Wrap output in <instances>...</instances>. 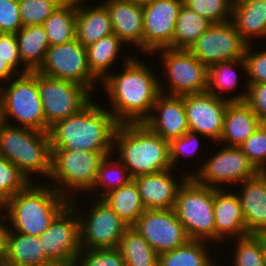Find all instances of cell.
Masks as SVG:
<instances>
[{"label": "cell", "mask_w": 266, "mask_h": 266, "mask_svg": "<svg viewBox=\"0 0 266 266\" xmlns=\"http://www.w3.org/2000/svg\"><path fill=\"white\" fill-rule=\"evenodd\" d=\"M112 157H114V154L106 156L101 162L96 182L93 188L88 192L90 197L91 194L93 196L94 192V194L97 193V195H100L98 198L102 199L107 193L116 190L133 180L128 169L117 158H115V160ZM100 189H102L101 192H99Z\"/></svg>", "instance_id": "obj_36"}, {"label": "cell", "mask_w": 266, "mask_h": 266, "mask_svg": "<svg viewBox=\"0 0 266 266\" xmlns=\"http://www.w3.org/2000/svg\"><path fill=\"white\" fill-rule=\"evenodd\" d=\"M189 130L217 143L223 131L224 117L230 101L207 91L182 95Z\"/></svg>", "instance_id": "obj_18"}, {"label": "cell", "mask_w": 266, "mask_h": 266, "mask_svg": "<svg viewBox=\"0 0 266 266\" xmlns=\"http://www.w3.org/2000/svg\"><path fill=\"white\" fill-rule=\"evenodd\" d=\"M0 57L17 74H25L30 72L26 67H23L24 65L20 59L16 34L0 33Z\"/></svg>", "instance_id": "obj_46"}, {"label": "cell", "mask_w": 266, "mask_h": 266, "mask_svg": "<svg viewBox=\"0 0 266 266\" xmlns=\"http://www.w3.org/2000/svg\"><path fill=\"white\" fill-rule=\"evenodd\" d=\"M221 146L212 156L202 161L198 170L185 171V174L204 186L227 189L226 184H236L232 187L236 189L239 183L260 172L239 147Z\"/></svg>", "instance_id": "obj_10"}, {"label": "cell", "mask_w": 266, "mask_h": 266, "mask_svg": "<svg viewBox=\"0 0 266 266\" xmlns=\"http://www.w3.org/2000/svg\"><path fill=\"white\" fill-rule=\"evenodd\" d=\"M5 262L14 266H55L45 255L39 238L8 230Z\"/></svg>", "instance_id": "obj_27"}, {"label": "cell", "mask_w": 266, "mask_h": 266, "mask_svg": "<svg viewBox=\"0 0 266 266\" xmlns=\"http://www.w3.org/2000/svg\"><path fill=\"white\" fill-rule=\"evenodd\" d=\"M118 249L126 266H158L159 254L133 227L123 233Z\"/></svg>", "instance_id": "obj_34"}, {"label": "cell", "mask_w": 266, "mask_h": 266, "mask_svg": "<svg viewBox=\"0 0 266 266\" xmlns=\"http://www.w3.org/2000/svg\"><path fill=\"white\" fill-rule=\"evenodd\" d=\"M70 204L49 183L30 182L0 209L8 230L39 237ZM7 214V215H6Z\"/></svg>", "instance_id": "obj_3"}, {"label": "cell", "mask_w": 266, "mask_h": 266, "mask_svg": "<svg viewBox=\"0 0 266 266\" xmlns=\"http://www.w3.org/2000/svg\"><path fill=\"white\" fill-rule=\"evenodd\" d=\"M133 228L158 254L190 240L174 209L145 210Z\"/></svg>", "instance_id": "obj_16"}, {"label": "cell", "mask_w": 266, "mask_h": 266, "mask_svg": "<svg viewBox=\"0 0 266 266\" xmlns=\"http://www.w3.org/2000/svg\"><path fill=\"white\" fill-rule=\"evenodd\" d=\"M13 119L19 123L13 121L14 125ZM0 121L11 126L47 132L36 71L17 74L0 85Z\"/></svg>", "instance_id": "obj_6"}, {"label": "cell", "mask_w": 266, "mask_h": 266, "mask_svg": "<svg viewBox=\"0 0 266 266\" xmlns=\"http://www.w3.org/2000/svg\"><path fill=\"white\" fill-rule=\"evenodd\" d=\"M252 44H248L244 59L246 62V83H266V49L254 50Z\"/></svg>", "instance_id": "obj_45"}, {"label": "cell", "mask_w": 266, "mask_h": 266, "mask_svg": "<svg viewBox=\"0 0 266 266\" xmlns=\"http://www.w3.org/2000/svg\"><path fill=\"white\" fill-rule=\"evenodd\" d=\"M247 45L230 20L211 24L188 51L208 67L216 62L244 58Z\"/></svg>", "instance_id": "obj_15"}, {"label": "cell", "mask_w": 266, "mask_h": 266, "mask_svg": "<svg viewBox=\"0 0 266 266\" xmlns=\"http://www.w3.org/2000/svg\"><path fill=\"white\" fill-rule=\"evenodd\" d=\"M152 132L171 142L189 131L182 96L160 93L150 116L143 122Z\"/></svg>", "instance_id": "obj_19"}, {"label": "cell", "mask_w": 266, "mask_h": 266, "mask_svg": "<svg viewBox=\"0 0 266 266\" xmlns=\"http://www.w3.org/2000/svg\"><path fill=\"white\" fill-rule=\"evenodd\" d=\"M100 3L89 6L87 0L76 2L75 34L76 40L83 47L114 33L107 8Z\"/></svg>", "instance_id": "obj_24"}, {"label": "cell", "mask_w": 266, "mask_h": 266, "mask_svg": "<svg viewBox=\"0 0 266 266\" xmlns=\"http://www.w3.org/2000/svg\"><path fill=\"white\" fill-rule=\"evenodd\" d=\"M125 2H130L133 3L134 5H139V6H146L149 3H152L154 0H123Z\"/></svg>", "instance_id": "obj_50"}, {"label": "cell", "mask_w": 266, "mask_h": 266, "mask_svg": "<svg viewBox=\"0 0 266 266\" xmlns=\"http://www.w3.org/2000/svg\"><path fill=\"white\" fill-rule=\"evenodd\" d=\"M132 55V56H131ZM122 59V72H111L99 83L105 90L107 110L119 124L143 123L151 114L158 95L159 74L133 54ZM137 58V59H136ZM111 108V109H110Z\"/></svg>", "instance_id": "obj_1"}, {"label": "cell", "mask_w": 266, "mask_h": 266, "mask_svg": "<svg viewBox=\"0 0 266 266\" xmlns=\"http://www.w3.org/2000/svg\"><path fill=\"white\" fill-rule=\"evenodd\" d=\"M100 105L92 100L79 113L50 126L51 149L113 152L114 134L119 123Z\"/></svg>", "instance_id": "obj_2"}, {"label": "cell", "mask_w": 266, "mask_h": 266, "mask_svg": "<svg viewBox=\"0 0 266 266\" xmlns=\"http://www.w3.org/2000/svg\"><path fill=\"white\" fill-rule=\"evenodd\" d=\"M1 266H14V265H12V264H9V263H7V262H5V261H4V262L2 263V265H1Z\"/></svg>", "instance_id": "obj_53"}, {"label": "cell", "mask_w": 266, "mask_h": 266, "mask_svg": "<svg viewBox=\"0 0 266 266\" xmlns=\"http://www.w3.org/2000/svg\"><path fill=\"white\" fill-rule=\"evenodd\" d=\"M200 135L197 132L189 130L179 138H175L170 142V163L172 168H176L180 157L194 156L200 147Z\"/></svg>", "instance_id": "obj_44"}, {"label": "cell", "mask_w": 266, "mask_h": 266, "mask_svg": "<svg viewBox=\"0 0 266 266\" xmlns=\"http://www.w3.org/2000/svg\"><path fill=\"white\" fill-rule=\"evenodd\" d=\"M0 155L13 163L29 180L35 175L49 180L52 149L48 132L17 127L0 121ZM38 175V176H37Z\"/></svg>", "instance_id": "obj_5"}, {"label": "cell", "mask_w": 266, "mask_h": 266, "mask_svg": "<svg viewBox=\"0 0 266 266\" xmlns=\"http://www.w3.org/2000/svg\"><path fill=\"white\" fill-rule=\"evenodd\" d=\"M37 72L80 84L91 93L97 90L95 89L97 80L101 82L91 72L86 47H83L76 38L63 44L50 46Z\"/></svg>", "instance_id": "obj_13"}, {"label": "cell", "mask_w": 266, "mask_h": 266, "mask_svg": "<svg viewBox=\"0 0 266 266\" xmlns=\"http://www.w3.org/2000/svg\"><path fill=\"white\" fill-rule=\"evenodd\" d=\"M38 238L46 257L55 266H74L81 250L76 209L69 204Z\"/></svg>", "instance_id": "obj_14"}, {"label": "cell", "mask_w": 266, "mask_h": 266, "mask_svg": "<svg viewBox=\"0 0 266 266\" xmlns=\"http://www.w3.org/2000/svg\"><path fill=\"white\" fill-rule=\"evenodd\" d=\"M17 73L0 57V85L8 82Z\"/></svg>", "instance_id": "obj_49"}, {"label": "cell", "mask_w": 266, "mask_h": 266, "mask_svg": "<svg viewBox=\"0 0 266 266\" xmlns=\"http://www.w3.org/2000/svg\"><path fill=\"white\" fill-rule=\"evenodd\" d=\"M209 243L190 239L178 248L159 254L158 266H220L208 249Z\"/></svg>", "instance_id": "obj_30"}, {"label": "cell", "mask_w": 266, "mask_h": 266, "mask_svg": "<svg viewBox=\"0 0 266 266\" xmlns=\"http://www.w3.org/2000/svg\"><path fill=\"white\" fill-rule=\"evenodd\" d=\"M238 67H241V70H243L241 72L242 74L246 73V62L244 58L234 61L216 62L208 66L206 91L218 98L230 101V98L225 93L237 91L236 88L240 82L238 78L240 74L237 72Z\"/></svg>", "instance_id": "obj_32"}, {"label": "cell", "mask_w": 266, "mask_h": 266, "mask_svg": "<svg viewBox=\"0 0 266 266\" xmlns=\"http://www.w3.org/2000/svg\"><path fill=\"white\" fill-rule=\"evenodd\" d=\"M211 25L204 17L182 4L172 41V49H186Z\"/></svg>", "instance_id": "obj_35"}, {"label": "cell", "mask_w": 266, "mask_h": 266, "mask_svg": "<svg viewBox=\"0 0 266 266\" xmlns=\"http://www.w3.org/2000/svg\"><path fill=\"white\" fill-rule=\"evenodd\" d=\"M173 170L171 168L155 174L139 175L133 178L146 210L174 209L178 190L188 176L182 173L179 175L182 177L179 181L174 177Z\"/></svg>", "instance_id": "obj_21"}, {"label": "cell", "mask_w": 266, "mask_h": 266, "mask_svg": "<svg viewBox=\"0 0 266 266\" xmlns=\"http://www.w3.org/2000/svg\"><path fill=\"white\" fill-rule=\"evenodd\" d=\"M64 2H81L86 0H63Z\"/></svg>", "instance_id": "obj_52"}, {"label": "cell", "mask_w": 266, "mask_h": 266, "mask_svg": "<svg viewBox=\"0 0 266 266\" xmlns=\"http://www.w3.org/2000/svg\"><path fill=\"white\" fill-rule=\"evenodd\" d=\"M111 154L113 152L52 149V169L47 183L70 200L79 198L78 194L93 188L101 162Z\"/></svg>", "instance_id": "obj_7"}, {"label": "cell", "mask_w": 266, "mask_h": 266, "mask_svg": "<svg viewBox=\"0 0 266 266\" xmlns=\"http://www.w3.org/2000/svg\"><path fill=\"white\" fill-rule=\"evenodd\" d=\"M231 21L248 44L254 43V39L264 40L266 0H234Z\"/></svg>", "instance_id": "obj_26"}, {"label": "cell", "mask_w": 266, "mask_h": 266, "mask_svg": "<svg viewBox=\"0 0 266 266\" xmlns=\"http://www.w3.org/2000/svg\"><path fill=\"white\" fill-rule=\"evenodd\" d=\"M94 196L92 200L96 199L95 203L91 201L90 208H92L86 209L84 213L77 208L81 207L79 202L82 203L78 198L70 200L79 218L80 247L81 249L118 248L120 239L129 226L102 199H98L97 195Z\"/></svg>", "instance_id": "obj_11"}, {"label": "cell", "mask_w": 266, "mask_h": 266, "mask_svg": "<svg viewBox=\"0 0 266 266\" xmlns=\"http://www.w3.org/2000/svg\"><path fill=\"white\" fill-rule=\"evenodd\" d=\"M29 183L13 163L0 155V209Z\"/></svg>", "instance_id": "obj_38"}, {"label": "cell", "mask_w": 266, "mask_h": 266, "mask_svg": "<svg viewBox=\"0 0 266 266\" xmlns=\"http://www.w3.org/2000/svg\"><path fill=\"white\" fill-rule=\"evenodd\" d=\"M8 226L5 218L0 214V257L5 260L7 246Z\"/></svg>", "instance_id": "obj_48"}, {"label": "cell", "mask_w": 266, "mask_h": 266, "mask_svg": "<svg viewBox=\"0 0 266 266\" xmlns=\"http://www.w3.org/2000/svg\"><path fill=\"white\" fill-rule=\"evenodd\" d=\"M63 0H18L23 27L42 25Z\"/></svg>", "instance_id": "obj_40"}, {"label": "cell", "mask_w": 266, "mask_h": 266, "mask_svg": "<svg viewBox=\"0 0 266 266\" xmlns=\"http://www.w3.org/2000/svg\"><path fill=\"white\" fill-rule=\"evenodd\" d=\"M243 85H240L242 88L246 86L243 92L229 95L230 102H245L264 122L266 120V83H246Z\"/></svg>", "instance_id": "obj_42"}, {"label": "cell", "mask_w": 266, "mask_h": 266, "mask_svg": "<svg viewBox=\"0 0 266 266\" xmlns=\"http://www.w3.org/2000/svg\"><path fill=\"white\" fill-rule=\"evenodd\" d=\"M113 150L132 178L172 168L170 142L144 123L119 124L114 134Z\"/></svg>", "instance_id": "obj_4"}, {"label": "cell", "mask_w": 266, "mask_h": 266, "mask_svg": "<svg viewBox=\"0 0 266 266\" xmlns=\"http://www.w3.org/2000/svg\"><path fill=\"white\" fill-rule=\"evenodd\" d=\"M239 148L260 172H266V126L263 122Z\"/></svg>", "instance_id": "obj_43"}, {"label": "cell", "mask_w": 266, "mask_h": 266, "mask_svg": "<svg viewBox=\"0 0 266 266\" xmlns=\"http://www.w3.org/2000/svg\"><path fill=\"white\" fill-rule=\"evenodd\" d=\"M114 34L125 46L138 48L143 55V7L123 0H104Z\"/></svg>", "instance_id": "obj_23"}, {"label": "cell", "mask_w": 266, "mask_h": 266, "mask_svg": "<svg viewBox=\"0 0 266 266\" xmlns=\"http://www.w3.org/2000/svg\"><path fill=\"white\" fill-rule=\"evenodd\" d=\"M22 27L18 0H0V33L16 34Z\"/></svg>", "instance_id": "obj_47"}, {"label": "cell", "mask_w": 266, "mask_h": 266, "mask_svg": "<svg viewBox=\"0 0 266 266\" xmlns=\"http://www.w3.org/2000/svg\"><path fill=\"white\" fill-rule=\"evenodd\" d=\"M125 43L114 33L97 40L86 47L88 64L91 72L102 82L108 75L109 70L120 58L121 50ZM116 61V62H115ZM113 64V65H112Z\"/></svg>", "instance_id": "obj_31"}, {"label": "cell", "mask_w": 266, "mask_h": 266, "mask_svg": "<svg viewBox=\"0 0 266 266\" xmlns=\"http://www.w3.org/2000/svg\"><path fill=\"white\" fill-rule=\"evenodd\" d=\"M102 200L129 227H133L146 210L142 203L139 189L134 180L107 193Z\"/></svg>", "instance_id": "obj_29"}, {"label": "cell", "mask_w": 266, "mask_h": 266, "mask_svg": "<svg viewBox=\"0 0 266 266\" xmlns=\"http://www.w3.org/2000/svg\"><path fill=\"white\" fill-rule=\"evenodd\" d=\"M214 188L188 177L180 186L174 211L190 239L215 245ZM214 242V243H213Z\"/></svg>", "instance_id": "obj_8"}, {"label": "cell", "mask_w": 266, "mask_h": 266, "mask_svg": "<svg viewBox=\"0 0 266 266\" xmlns=\"http://www.w3.org/2000/svg\"><path fill=\"white\" fill-rule=\"evenodd\" d=\"M228 187L227 190L214 188L215 244L224 246L229 239L248 235L240 199Z\"/></svg>", "instance_id": "obj_20"}, {"label": "cell", "mask_w": 266, "mask_h": 266, "mask_svg": "<svg viewBox=\"0 0 266 266\" xmlns=\"http://www.w3.org/2000/svg\"><path fill=\"white\" fill-rule=\"evenodd\" d=\"M239 185L241 188L235 192L241 202L248 234H264L266 232V172H259L237 186Z\"/></svg>", "instance_id": "obj_22"}, {"label": "cell", "mask_w": 266, "mask_h": 266, "mask_svg": "<svg viewBox=\"0 0 266 266\" xmlns=\"http://www.w3.org/2000/svg\"><path fill=\"white\" fill-rule=\"evenodd\" d=\"M155 53L160 55L161 64H163L160 70L163 68L162 75L165 73L163 76L167 79L165 82L168 83L164 84V78L159 76L161 93L182 96L207 90L208 67L188 50L162 48L155 50L151 55Z\"/></svg>", "instance_id": "obj_9"}, {"label": "cell", "mask_w": 266, "mask_h": 266, "mask_svg": "<svg viewBox=\"0 0 266 266\" xmlns=\"http://www.w3.org/2000/svg\"><path fill=\"white\" fill-rule=\"evenodd\" d=\"M231 240H234V247L230 245L228 253H232L233 266H266L263 234H248Z\"/></svg>", "instance_id": "obj_37"}, {"label": "cell", "mask_w": 266, "mask_h": 266, "mask_svg": "<svg viewBox=\"0 0 266 266\" xmlns=\"http://www.w3.org/2000/svg\"><path fill=\"white\" fill-rule=\"evenodd\" d=\"M233 1L234 0H183V4L204 17L211 24H217L231 20Z\"/></svg>", "instance_id": "obj_39"}, {"label": "cell", "mask_w": 266, "mask_h": 266, "mask_svg": "<svg viewBox=\"0 0 266 266\" xmlns=\"http://www.w3.org/2000/svg\"><path fill=\"white\" fill-rule=\"evenodd\" d=\"M5 260L2 258V257H0V266L2 265V263L4 262Z\"/></svg>", "instance_id": "obj_54"}, {"label": "cell", "mask_w": 266, "mask_h": 266, "mask_svg": "<svg viewBox=\"0 0 266 266\" xmlns=\"http://www.w3.org/2000/svg\"><path fill=\"white\" fill-rule=\"evenodd\" d=\"M36 82L47 132L54 123L79 113L94 99L93 93L80 84L48 77L37 71Z\"/></svg>", "instance_id": "obj_12"}, {"label": "cell", "mask_w": 266, "mask_h": 266, "mask_svg": "<svg viewBox=\"0 0 266 266\" xmlns=\"http://www.w3.org/2000/svg\"><path fill=\"white\" fill-rule=\"evenodd\" d=\"M74 266H126L118 248L81 249Z\"/></svg>", "instance_id": "obj_41"}, {"label": "cell", "mask_w": 266, "mask_h": 266, "mask_svg": "<svg viewBox=\"0 0 266 266\" xmlns=\"http://www.w3.org/2000/svg\"><path fill=\"white\" fill-rule=\"evenodd\" d=\"M264 256H265V265H266V238L264 237Z\"/></svg>", "instance_id": "obj_51"}, {"label": "cell", "mask_w": 266, "mask_h": 266, "mask_svg": "<svg viewBox=\"0 0 266 266\" xmlns=\"http://www.w3.org/2000/svg\"><path fill=\"white\" fill-rule=\"evenodd\" d=\"M261 123L245 102H230L226 108L220 140L215 144L240 147Z\"/></svg>", "instance_id": "obj_25"}, {"label": "cell", "mask_w": 266, "mask_h": 266, "mask_svg": "<svg viewBox=\"0 0 266 266\" xmlns=\"http://www.w3.org/2000/svg\"><path fill=\"white\" fill-rule=\"evenodd\" d=\"M183 0H154L143 6V54L171 48Z\"/></svg>", "instance_id": "obj_17"}, {"label": "cell", "mask_w": 266, "mask_h": 266, "mask_svg": "<svg viewBox=\"0 0 266 266\" xmlns=\"http://www.w3.org/2000/svg\"><path fill=\"white\" fill-rule=\"evenodd\" d=\"M20 59L30 72L37 71L42 65L46 51L50 47L42 25L22 27L17 33Z\"/></svg>", "instance_id": "obj_28"}, {"label": "cell", "mask_w": 266, "mask_h": 266, "mask_svg": "<svg viewBox=\"0 0 266 266\" xmlns=\"http://www.w3.org/2000/svg\"><path fill=\"white\" fill-rule=\"evenodd\" d=\"M49 45H58L76 38V2H63L42 24Z\"/></svg>", "instance_id": "obj_33"}]
</instances>
